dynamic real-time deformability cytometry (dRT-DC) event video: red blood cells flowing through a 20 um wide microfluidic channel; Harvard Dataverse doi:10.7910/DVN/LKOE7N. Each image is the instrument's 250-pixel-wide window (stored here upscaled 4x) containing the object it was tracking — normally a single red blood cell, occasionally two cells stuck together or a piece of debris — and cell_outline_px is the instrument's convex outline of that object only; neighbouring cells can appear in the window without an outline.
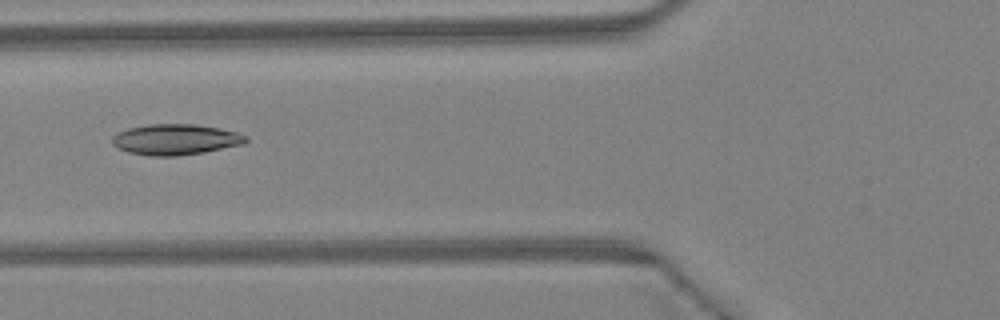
{"species": "Egyptian fruit bat (a non-hibernating species)", "species_latin": "Rousettus aegyptiacus", "temperature_condition": "warm", "stored_images_in_passage": 45, "camera_frame_rate_fps": 3000, "um_per_image_px": 0.085, "animal": {"sex": "female"}, "frame": {"image": 1, "passage_image": 18, "time_ms": 5.667, "image_size_px": [1000, 320], "cell_outline_px": [[248, 140], [244, 144], [204, 152], [176, 156], [148, 156], [128, 152], [116, 148], [112, 144], [112, 136], [128, 128], [148, 124], [196, 124], [220, 128], [236, 132], [248, 136]], "centroid_in_image_um": [14.92, 11.86], "position_along_channel_um": 110.9, "area_um2": 24.1}}
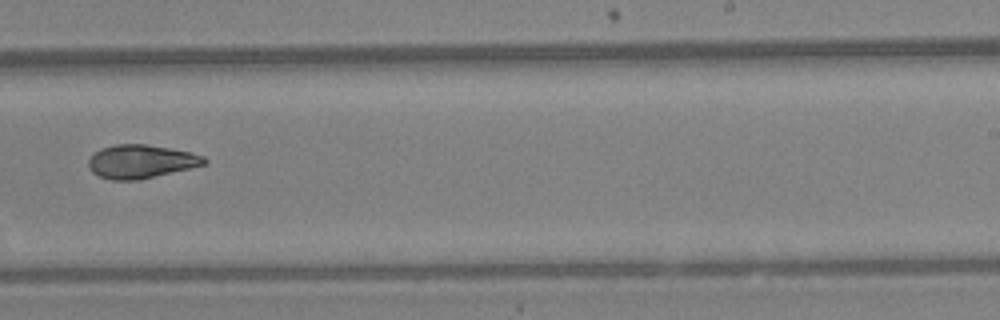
{"frame": {"image": 2, "passage_image": 29, "time_ms": 9.333, "image_size_px": [1000, 320], "cell_outline_px": [[208, 164], [136, 180], [112, 180], [100, 176], [92, 172], [88, 168], [88, 160], [100, 148], [116, 144], [144, 144], [192, 152], [204, 156], [208, 160]], "centroid_in_image_um": [11.99, 13.72], "position_along_channel_um": 277.0, "area_um2": 22.48}}
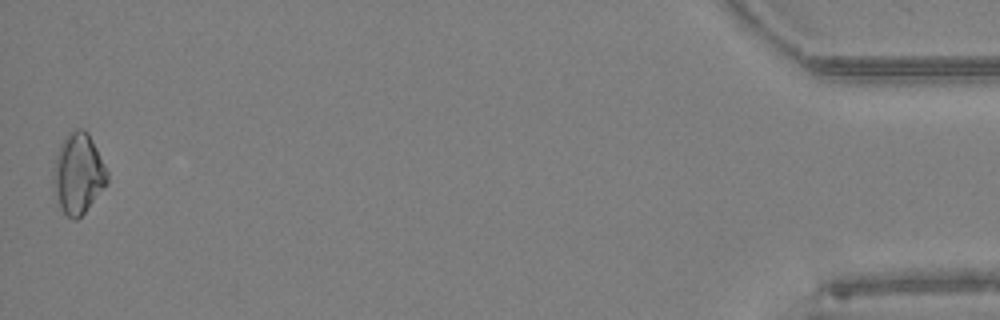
{"frame": {"image": 3, "passage_image": 45, "time_ms": 14.667, "image_size_px": [1000, 320], "cell_outline_px": [[108, 184], [84, 212], [76, 220], [72, 220], [60, 208], [52, 188], [52, 172], [56, 156], [60, 144], [64, 136], [68, 132], [76, 128], [84, 128], [88, 132], [108, 172]], "centroid_in_image_um": [6.62, 14.74], "position_along_channel_um": 428.6, "area_um2": 25.55}, "authors_computed_cell_mechanics": {"area_um2": 22.8888, "velocity_mm_per_s": 4.5439, "shape_relaxation_time_tau1_ms": 8.6824, "shape_relaxation_time_tau2_ms": 4.055, "deformation_change_tau1": 0.2067, "deformation_change_tau2": 0.0886}}